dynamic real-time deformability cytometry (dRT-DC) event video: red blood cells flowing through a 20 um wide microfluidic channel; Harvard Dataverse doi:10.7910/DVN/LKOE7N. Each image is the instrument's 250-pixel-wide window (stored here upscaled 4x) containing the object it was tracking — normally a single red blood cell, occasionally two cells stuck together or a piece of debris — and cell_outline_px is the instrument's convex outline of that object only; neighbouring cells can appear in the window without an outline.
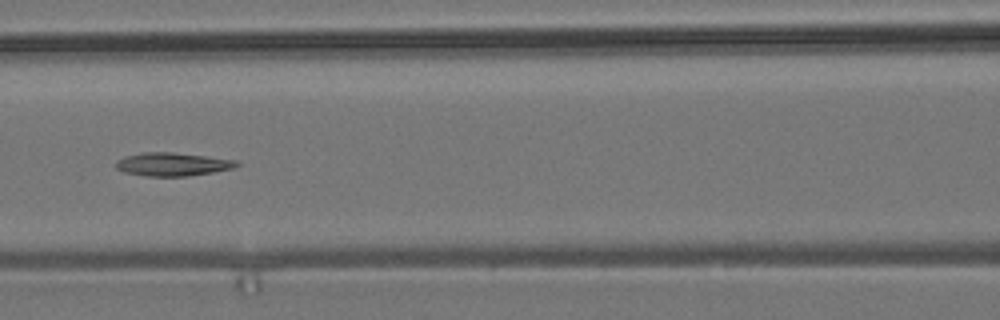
{"species": "common noctule bat (a hibernating species)", "species_latin": "Nyctalus noctula", "temperature_condition": "room temperature", "stored_images_in_passage": 6, "camera_frame_rate_fps": 3000, "um_per_image_px": 0.085, "animal": {"sex": "male", "body_mass_g": 19.2, "forearm_length_mm": 51.8}, "frame": {"image": 1, "passage_image": 6, "time_ms": 5.667, "image_size_px": [1000, 320], "cell_outline_px": [[240, 164], [232, 168], [212, 172], [188, 176], [144, 176], [124, 172], [116, 168], [116, 160], [124, 156], [144, 152], [172, 152], [236, 160]], "centroid_in_image_um": [14.61, 13.96], "position_along_channel_um": 152.0, "area_um2": 16.3}}